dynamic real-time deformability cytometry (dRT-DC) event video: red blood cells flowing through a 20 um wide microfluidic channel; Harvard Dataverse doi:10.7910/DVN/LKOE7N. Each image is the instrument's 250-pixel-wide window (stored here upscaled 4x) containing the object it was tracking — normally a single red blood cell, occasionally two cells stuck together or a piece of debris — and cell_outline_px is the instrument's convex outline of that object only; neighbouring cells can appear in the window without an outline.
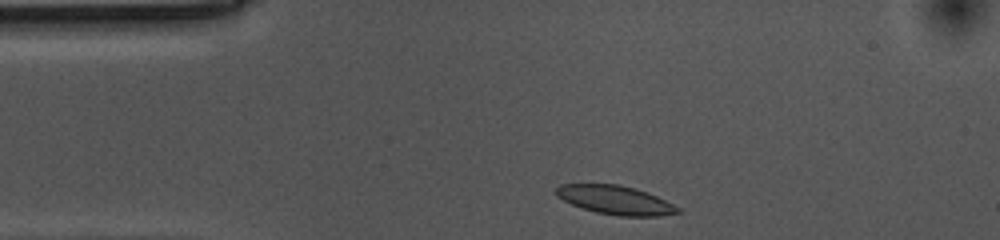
{"species": "common noctule bat (a hibernating species)", "species_latin": "Nyctalus noctula", "temperature_condition": "cold", "stored_images_in_passage": 34, "camera_frame_rate_fps": 3000, "um_per_image_px": 0.085, "animal": {"sex": "female", "body_mass_g": 10.0, "forearm_length_mm": 53.1}, "frame": {"image": 1, "passage_image": 1, "time_ms": 0.0, "image_size_px": [1000, 240], "cell_outline_px": [[680, 212], [660, 216], [620, 216], [596, 212], [572, 204], [556, 196], [552, 192], [560, 184], [620, 184], [636, 188], [648, 192], [680, 208]], "centroid_in_image_um": [52.28, 16.99], "position_along_channel_um": 32.7, "area_um2": 20.4}}
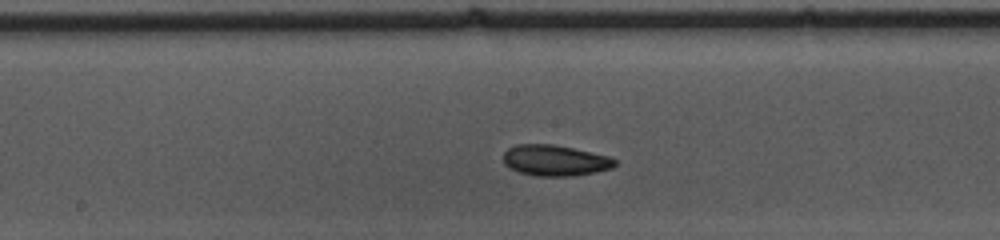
{"frame": {"image": 2, "passage_image": 18, "time_ms": 5.667, "image_size_px": [1000, 240], "cell_outline_px": [[616, 164], [612, 168], [596, 172], [572, 176], [536, 176], [520, 172], [504, 164], [504, 152], [508, 148], [516, 144], [552, 144], [572, 148], [608, 156], [616, 160]], "centroid_in_image_um": [47.17, 13.64], "position_along_channel_um": 201.0, "area_um2": 19.94}}
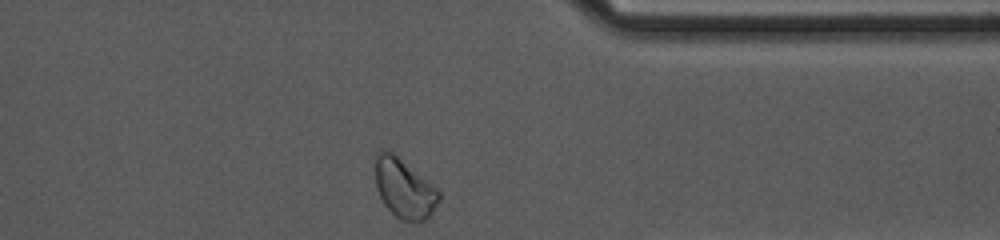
{"frame": {"image": 3, "passage_image": 34, "time_ms": 11.0, "image_size_px": [1000, 240], "cell_outline_px": [[440, 200], [432, 212], [424, 220], [416, 224], [412, 224], [396, 216], [384, 204], [376, 188], [376, 156], [380, 148], [384, 148], [392, 152], [432, 184], [440, 192]], "centroid_in_image_um": [34.36, 16.04], "position_along_channel_um": 377.0, "area_um2": 21.91}, "authors_computed_cell_mechanics": {"area_um2": 19.7965, "velocity_mm_per_s": 3.5031, "shape_relaxation_time_tau1_ms": 5.392, "shape_relaxation_time_tau2_ms": 4.4162, "deformation_change_tau1": 0.1317, "deformation_change_tau2": 0.0815}}